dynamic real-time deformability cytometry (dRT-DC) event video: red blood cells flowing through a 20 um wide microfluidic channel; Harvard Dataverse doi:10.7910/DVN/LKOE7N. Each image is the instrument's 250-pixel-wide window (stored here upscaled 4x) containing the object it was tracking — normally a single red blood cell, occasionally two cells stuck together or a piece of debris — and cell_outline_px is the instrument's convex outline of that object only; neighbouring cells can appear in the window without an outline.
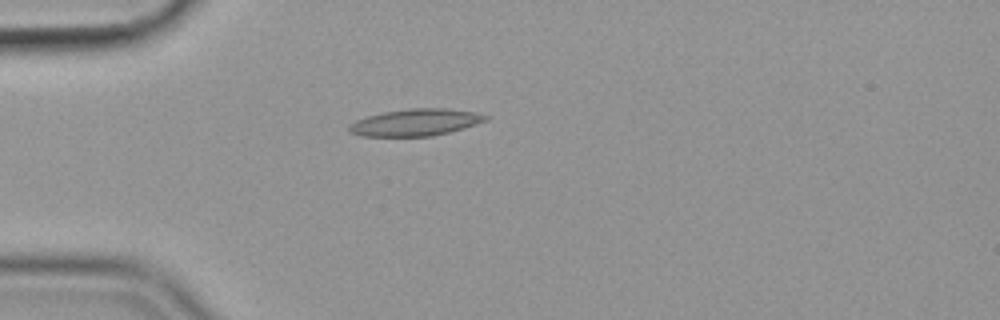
{"species": "common noctule bat (a hibernating species)", "species_latin": "Nyctalus noctula", "temperature_condition": "cold", "stored_images_in_passage": 40, "camera_frame_rate_fps": 3000, "um_per_image_px": 0.085, "animal": {"sex": "female", "body_mass_g": 19.9}, "frame": {"image": 1, "passage_image": 1, "time_ms": 0.0, "image_size_px": [1000, 320], "cell_outline_px": [[488, 120], [464, 128], [432, 136], [360, 136], [352, 132], [348, 128], [348, 124], [356, 120], [368, 116], [384, 112], [408, 108], [448, 108], [472, 112], [488, 116]], "centroid_in_image_um": [35.31, 10.4], "position_along_channel_um": 49.7, "area_um2": 21.27}}
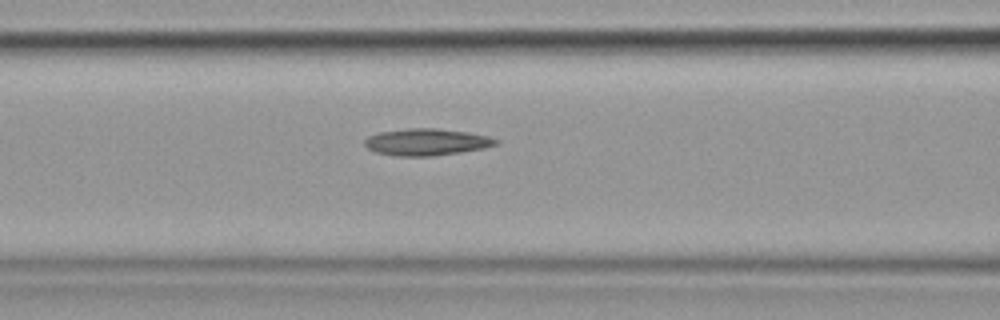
{"frame": {"image": 2, "passage_image": 9, "time_ms": 2.667, "image_size_px": [1000, 320], "cell_outline_px": [[500, 140], [496, 144], [484, 148], [460, 152], [432, 156], [400, 156], [376, 152], [368, 148], [364, 144], [364, 140], [368, 136], [380, 132], [408, 128], [436, 128], [468, 132], [488, 136]], "centroid_in_image_um": [36.26, 12.06], "position_along_channel_um": 130.3, "area_um2": 20.4}}
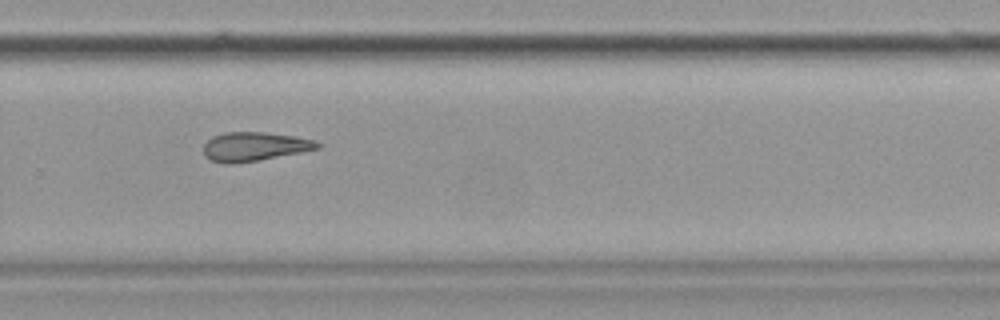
{"frame": {"image": 3, "passage_image": 24, "time_ms": 7.667, "image_size_px": [1000, 320], "cell_outline_px": [[320, 148], [260, 160], [232, 164], [208, 160], [204, 156], [204, 144], [212, 136], [224, 132], [264, 132], [292, 136], [312, 140], [320, 144]], "centroid_in_image_um": [21.56, 12.46], "position_along_channel_um": 308.2, "area_um2": 19.07}}